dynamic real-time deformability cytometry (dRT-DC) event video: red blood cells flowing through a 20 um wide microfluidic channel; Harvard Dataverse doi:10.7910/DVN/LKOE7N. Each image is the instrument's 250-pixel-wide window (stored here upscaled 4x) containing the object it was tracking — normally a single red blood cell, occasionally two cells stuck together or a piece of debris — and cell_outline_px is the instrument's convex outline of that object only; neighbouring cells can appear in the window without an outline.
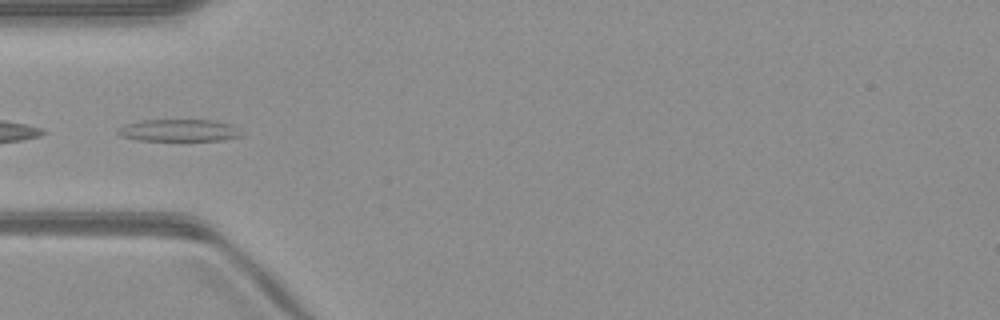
{"species": "common noctule bat (a hibernating species)", "species_latin": "Nyctalus noctula", "temperature_condition": "warm", "stored_images_in_passage": 41, "camera_frame_rate_fps": 3000, "um_per_image_px": 0.085, "animal": {"sex": "male", "body_mass_g": 23.1, "forearm_length_mm": 52.7}, "frame": {"image": 1, "passage_image": 8, "time_ms": 2.333, "image_size_px": [1000, 320], "cell_outline_px": [[244, 136], [220, 140], [136, 140], [120, 136], [116, 132], [116, 128], [124, 124], [140, 120], [212, 120], [232, 124], [244, 132]], "centroid_in_image_um": [15.21, 11.07], "position_along_channel_um": 69.8, "area_um2": 16.18}}
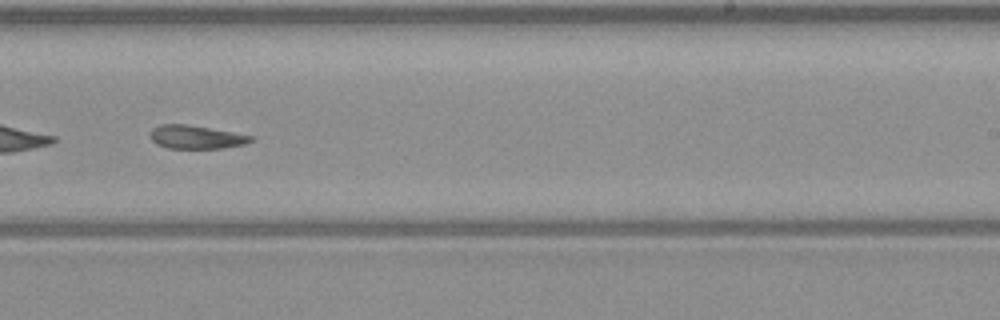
{"frame": {"image": 2, "passage_image": 23, "time_ms": 7.333, "image_size_px": [1000, 320], "cell_outline_px": [[252, 140], [244, 144], [220, 148], [168, 148], [156, 144], [152, 140], [152, 128], [160, 124], [184, 124], [232, 132], [252, 136]], "centroid_in_image_um": [16.63, 11.65], "position_along_channel_um": 272.4, "area_um2": 13.35}}
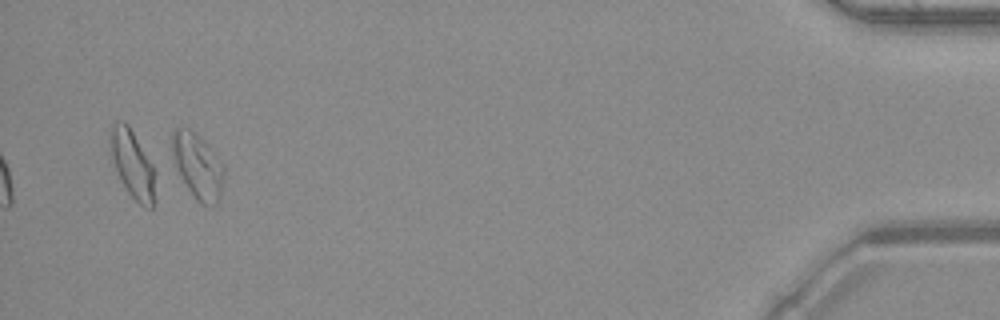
{"frame": {"image": 3, "passage_image": 40, "time_ms": 13.0, "image_size_px": [1000, 320], "cell_outline_px": [[224, 176], [220, 196], [216, 204], [212, 208], [200, 204], [196, 200], [180, 176], [172, 156], [172, 128], [180, 124], [188, 128], [200, 136], [216, 152], [224, 164]], "centroid_in_image_um": [16.81, 14.08], "position_along_channel_um": 418.4, "area_um2": 20.35}}